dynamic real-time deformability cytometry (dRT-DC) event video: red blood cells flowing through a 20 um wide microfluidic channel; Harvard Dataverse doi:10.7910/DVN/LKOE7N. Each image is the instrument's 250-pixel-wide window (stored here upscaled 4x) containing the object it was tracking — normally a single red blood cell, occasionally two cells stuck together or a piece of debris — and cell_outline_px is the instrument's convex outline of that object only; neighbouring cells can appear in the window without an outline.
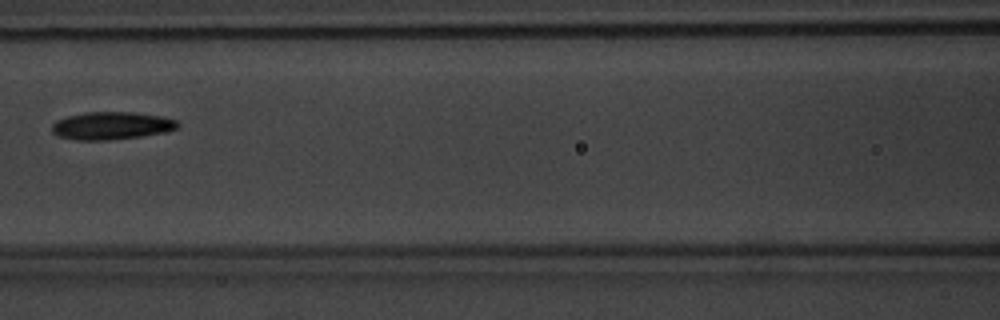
{"species": "common noctule bat (a hibernating species)", "species_latin": "Nyctalus noctula", "temperature_condition": "warm", "stored_images_in_passage": 4, "camera_frame_rate_fps": 3000, "um_per_image_px": 0.085, "animal": {"sex": "male", "body_mass_g": 20.1, "forearm_length_mm": 53.5}, "frame": {"image": 1, "passage_image": 3, "time_ms": 2.333, "image_size_px": [1000, 320], "cell_outline_px": [[180, 124], [176, 128], [168, 132], [140, 136], [108, 140], [76, 140], [56, 136], [52, 132], [52, 124], [56, 120], [68, 116], [84, 112], [132, 112], [164, 116], [176, 120]], "centroid_in_image_um": [9.47, 10.68], "position_along_channel_um": 157.1, "area_um2": 20.46}}